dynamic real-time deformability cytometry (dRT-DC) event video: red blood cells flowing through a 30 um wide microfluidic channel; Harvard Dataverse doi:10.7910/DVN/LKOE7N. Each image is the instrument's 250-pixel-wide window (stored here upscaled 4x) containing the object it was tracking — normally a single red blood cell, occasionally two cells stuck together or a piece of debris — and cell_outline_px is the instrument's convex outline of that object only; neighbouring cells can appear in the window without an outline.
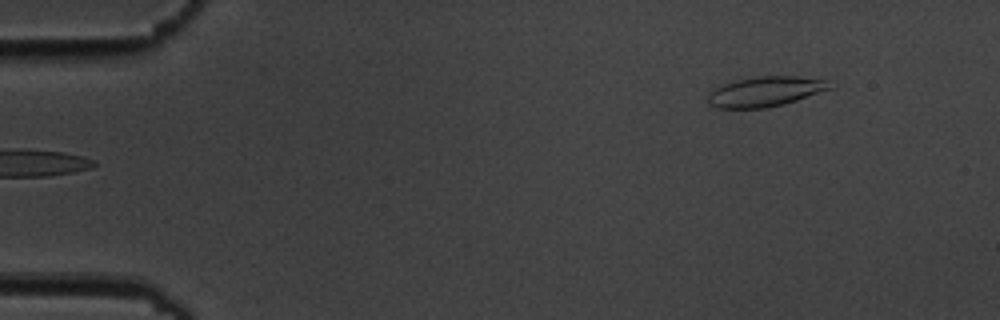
{"species": "common noctule bat (a hibernating species)", "species_latin": "Nyctalus noctula", "temperature_condition": "cold", "stored_images_in_passage": 6, "segment_of_instrument_passage": [2, 2], "camera_frame_rate_fps": 3000, "um_per_image_px": 0.085, "animal": {"sex": "male", "body_mass_g": 19.5, "forearm_length_mm": 54.6}, "frame": {"image": 1, "passage_image": 6, "time_ms": 6.0, "image_size_px": [1000, 320], "cell_outline_px": [[832, 88], [784, 104], [764, 108], [716, 108], [708, 104], [708, 92], [712, 88], [736, 80], [756, 76], [796, 76], [824, 80]], "centroid_in_image_um": [64.96, 7.79], "position_along_channel_um": 20.0, "area_um2": 21.15}}